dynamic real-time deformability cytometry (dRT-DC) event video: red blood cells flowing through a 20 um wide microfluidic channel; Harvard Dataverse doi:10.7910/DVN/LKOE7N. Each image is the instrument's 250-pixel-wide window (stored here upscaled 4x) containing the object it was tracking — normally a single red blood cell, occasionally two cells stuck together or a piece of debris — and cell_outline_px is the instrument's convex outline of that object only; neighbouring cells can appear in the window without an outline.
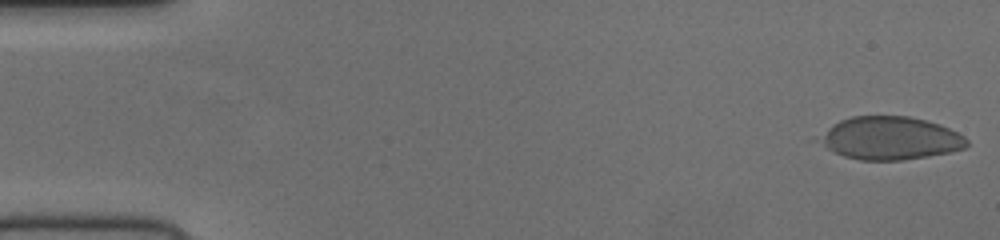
{"species": "human", "species_latin": "Homo sapiens", "temperature_condition": "cold", "stored_images_in_passage": 51, "camera_frame_rate_fps": 3000, "um_per_image_px": 0.085, "donor": {"sex": "female"}, "frame": {"image": 1, "passage_image": 1, "time_ms": 0.0, "image_size_px": [1000, 240], "cell_outline_px": [[968, 144], [964, 148], [952, 152], [904, 160], [860, 160], [844, 156], [812, 140], [832, 124], [840, 120], [852, 116], [908, 116], [940, 124], [964, 136], [968, 140]], "centroid_in_image_um": [75.62, 11.75], "position_along_channel_um": 9.4, "area_um2": 37.11}}
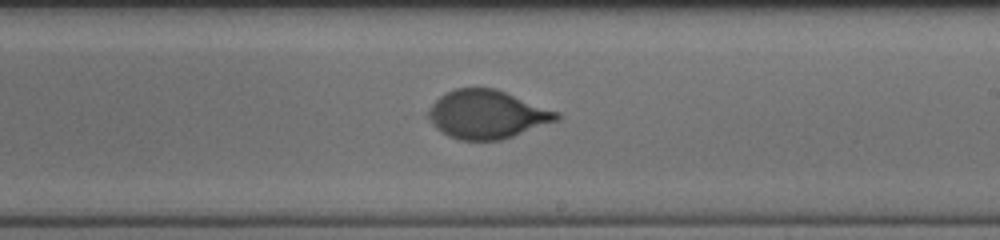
{"frame": {"image": 2, "passage_image": 30, "time_ms": 9.667, "image_size_px": [1000, 240], "cell_outline_px": [[560, 120], [500, 140], [460, 140], [448, 136], [440, 132], [432, 124], [428, 116], [428, 108], [440, 96], [456, 88], [496, 88], [560, 112]], "centroid_in_image_um": [41.41, 9.72], "position_along_channel_um": 247.6, "area_um2": 36.24}}
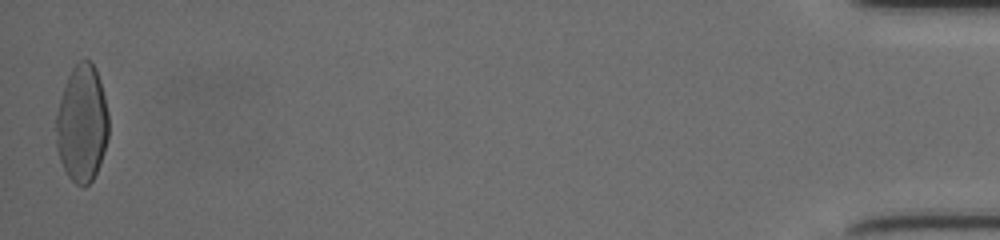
{"frame": {"image": 3, "passage_image": 51, "time_ms": 16.667, "image_size_px": [1000, 240], "cell_outline_px": [[108, 136], [104, 152], [100, 164], [92, 180], [84, 188], [76, 184], [68, 176], [60, 160], [56, 148], [56, 116], [60, 100], [68, 76], [72, 68], [80, 60], [88, 60], [96, 68], [100, 80], [108, 112]], "centroid_in_image_um": [6.97, 10.53], "position_along_channel_um": 428.2, "area_um2": 35.78}}